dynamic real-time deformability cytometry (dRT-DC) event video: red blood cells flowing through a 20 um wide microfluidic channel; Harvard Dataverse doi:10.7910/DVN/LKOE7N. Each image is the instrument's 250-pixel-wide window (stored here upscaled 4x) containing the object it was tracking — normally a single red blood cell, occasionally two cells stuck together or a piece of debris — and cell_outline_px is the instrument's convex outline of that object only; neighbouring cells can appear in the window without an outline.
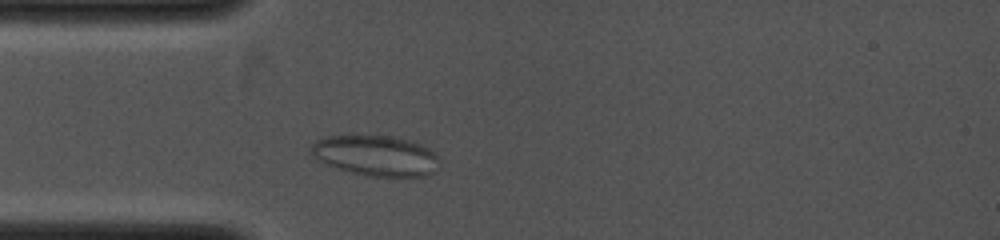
{"species": "common noctule bat (a hibernating species)", "species_latin": "Nyctalus noctula", "temperature_condition": "cold", "stored_images_in_passage": 12, "camera_frame_rate_fps": 4000, "um_per_image_px": 0.085, "animal": {"sex": "female", "body_mass_g": 19.0, "forearm_length_mm": 53.3}, "frame": {"image": 1, "passage_image": 5, "time_ms": 1.25, "image_size_px": [1000, 240], "cell_outline_px": [[440, 160], [436, 172], [424, 176], [368, 176], [336, 168], [320, 160], [312, 152], [312, 144], [316, 140], [324, 136], [352, 132], [388, 136], [408, 140], [420, 144], [436, 152], [440, 156]], "centroid_in_image_um": [31.96, 13.18], "position_along_channel_um": 53.0, "area_um2": 30.98}}
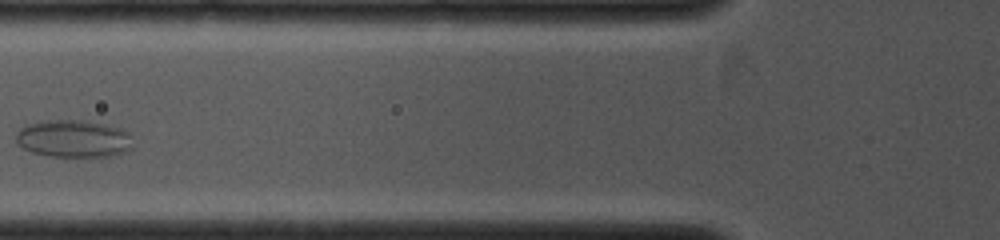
{"frame": {"image": 2, "passage_image": 9, "time_ms": 2.75, "image_size_px": [1000, 240], "cell_outline_px": [[132, 148], [124, 152], [108, 156], [52, 156], [32, 152], [16, 144], [16, 132], [24, 124], [40, 120], [88, 120], [120, 128], [128, 132]], "centroid_in_image_um": [6.19, 11.76], "position_along_channel_um": 119.6, "area_um2": 25.61}}
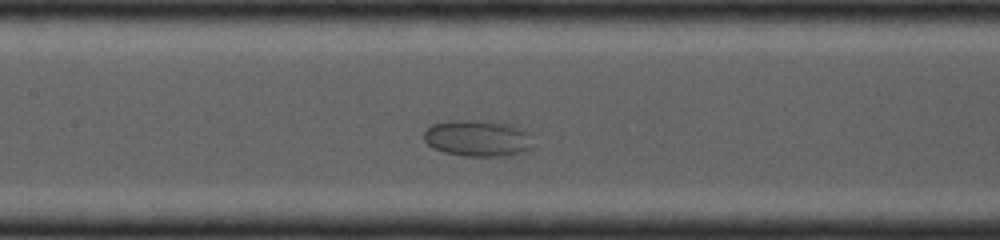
{"frame": {"image": 3, "passage_image": 11, "time_ms": 3.75, "image_size_px": [1000, 240], "cell_outline_px": [[536, 148], [524, 152], [508, 156], [464, 156], [444, 152], [432, 148], [424, 140], [424, 132], [432, 124], [512, 124], [524, 128], [528, 132]], "centroid_in_image_um": [40.72, 11.85], "position_along_channel_um": 166.7, "area_um2": 22.14}}